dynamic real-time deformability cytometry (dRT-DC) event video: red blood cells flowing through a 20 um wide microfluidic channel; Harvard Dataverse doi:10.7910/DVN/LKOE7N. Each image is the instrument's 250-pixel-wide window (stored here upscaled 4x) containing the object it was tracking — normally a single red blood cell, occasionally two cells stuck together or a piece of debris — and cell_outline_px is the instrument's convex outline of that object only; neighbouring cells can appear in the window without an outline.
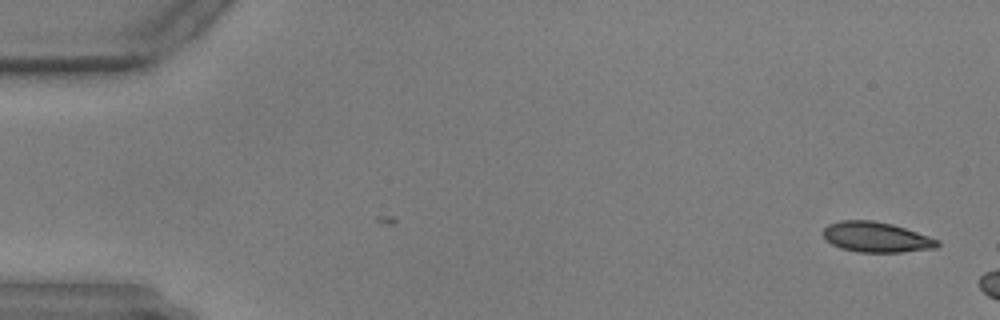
{"species": "common noctule bat (a hibernating species)", "species_latin": "Nyctalus noctula", "temperature_condition": "warm", "stored_images_in_passage": 8, "camera_frame_rate_fps": 3000, "um_per_image_px": 0.085, "animal": {"sex": "male", "body_mass_g": 17.9, "forearm_length_mm": 54.2}, "frame": {"image": 1, "passage_image": 1, "time_ms": 0.0, "image_size_px": [1000, 320], "cell_outline_px": [[940, 244], [936, 248], [900, 252], [860, 252], [840, 248], [824, 240], [824, 228], [828, 224], [840, 220], [872, 220], [892, 224], [940, 240]], "centroid_in_image_um": [74.46, 20.15], "position_along_channel_um": 10.5, "area_um2": 20.11}}